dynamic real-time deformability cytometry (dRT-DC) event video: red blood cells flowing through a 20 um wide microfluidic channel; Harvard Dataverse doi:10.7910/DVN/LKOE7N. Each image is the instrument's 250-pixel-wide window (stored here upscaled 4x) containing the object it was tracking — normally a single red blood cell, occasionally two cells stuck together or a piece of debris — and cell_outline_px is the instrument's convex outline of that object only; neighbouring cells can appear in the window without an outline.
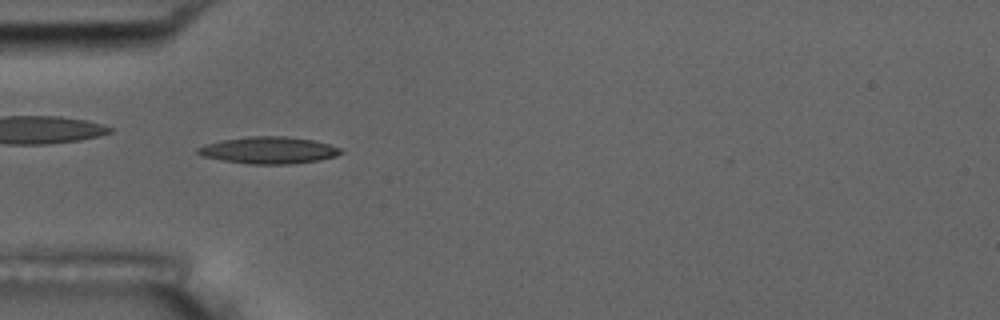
{"species": "common noctule bat (a hibernating species)", "species_latin": "Nyctalus noctula", "temperature_condition": "room temperature", "stored_images_in_passage": 6, "camera_frame_rate_fps": 3000, "um_per_image_px": 0.085, "animal": {"sex": "male", "body_mass_g": 17.5, "forearm_length_mm": 52.3}, "frame": {"image": 1, "passage_image": 5, "time_ms": 5.333, "image_size_px": [1000, 320], "cell_outline_px": [[344, 152], [336, 156], [320, 160], [288, 164], [248, 164], [220, 160], [200, 156], [196, 152], [196, 148], [204, 144], [224, 140], [252, 136], [284, 136], [312, 140], [328, 144], [340, 148]], "centroid_in_image_um": [22.81, 12.78], "position_along_channel_um": 62.2, "area_um2": 22.43}}